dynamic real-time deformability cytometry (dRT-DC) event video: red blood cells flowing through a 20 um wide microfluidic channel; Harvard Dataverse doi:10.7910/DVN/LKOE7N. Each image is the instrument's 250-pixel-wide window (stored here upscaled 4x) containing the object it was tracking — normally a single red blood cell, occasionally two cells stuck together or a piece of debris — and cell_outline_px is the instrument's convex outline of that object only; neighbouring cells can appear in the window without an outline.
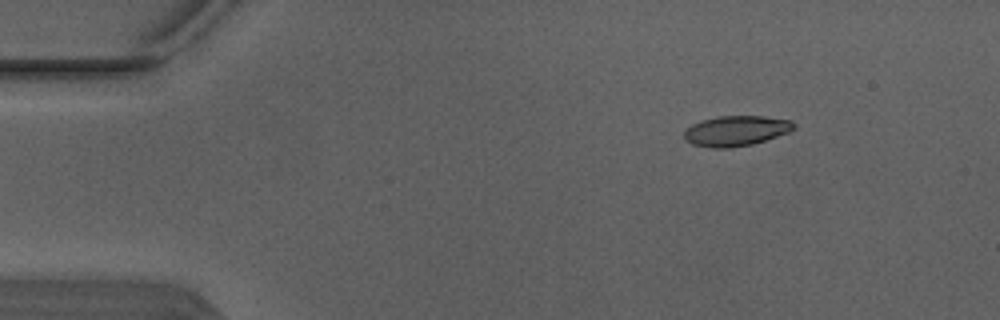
{"species": "Egyptian fruit bat (a non-hibernating species)", "species_latin": "Rousettus aegyptiacus", "temperature_condition": "warm", "stored_images_in_passage": 5, "segment_of_instrument_passage": [2, 2], "camera_frame_rate_fps": 3000, "um_per_image_px": 0.085, "animal": {"sex": "male"}, "frame": {"image": 1, "passage_image": 5, "time_ms": 1.333, "image_size_px": [1000, 320], "cell_outline_px": [[796, 128], [788, 132], [752, 144], [732, 148], [712, 148], [692, 144], [684, 136], [684, 132], [692, 124], [700, 120], [716, 116], [764, 116], [792, 120], [796, 124]], "centroid_in_image_um": [62.58, 11.11], "position_along_channel_um": 22.4, "area_um2": 19.36}}